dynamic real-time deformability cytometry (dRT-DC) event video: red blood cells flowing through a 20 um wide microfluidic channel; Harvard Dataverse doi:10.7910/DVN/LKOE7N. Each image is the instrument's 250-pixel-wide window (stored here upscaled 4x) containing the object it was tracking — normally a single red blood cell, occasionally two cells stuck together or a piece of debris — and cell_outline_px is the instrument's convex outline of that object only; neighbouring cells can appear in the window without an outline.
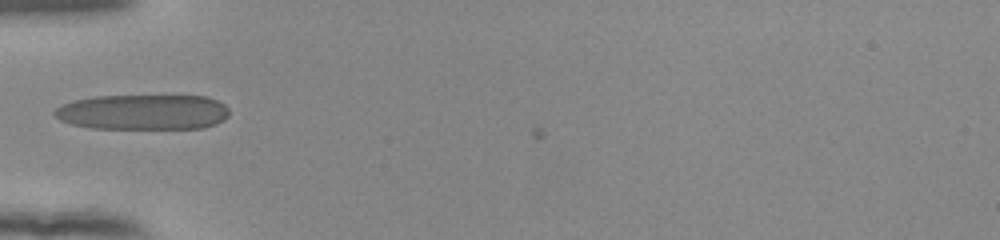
{"species": "human", "species_latin": "Homo sapiens", "temperature_condition": "room temperature", "stored_images_in_passage": 35, "camera_frame_rate_fps": 3000, "um_per_image_px": 0.085, "donor": {"sex": "female"}, "frame": {"image": 1, "passage_image": 1, "time_ms": 0.0, "image_size_px": [1000, 240], "cell_outline_px": [[228, 116], [224, 120], [216, 124], [204, 128], [92, 128], [72, 124], [60, 120], [52, 112], [56, 108], [64, 104], [76, 100], [96, 96], [208, 96], [224, 104], [228, 108]], "centroid_in_image_um": [12.19, 9.53], "position_along_channel_um": 72.8, "area_um2": 35.84}}
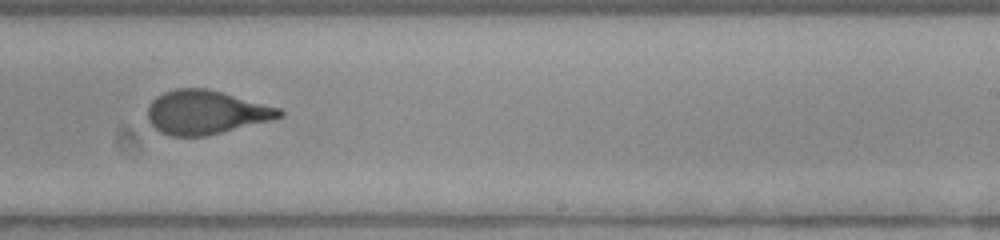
{"frame": {"image": 2, "passage_image": 16, "time_ms": 5.0, "image_size_px": [1000, 240], "cell_outline_px": [[284, 116], [272, 120], [204, 136], [172, 136], [160, 132], [148, 120], [148, 104], [156, 96], [164, 92], [176, 88], [208, 88], [280, 108], [284, 112]], "centroid_in_image_um": [17.49, 9.53], "position_along_channel_um": 271.5, "area_um2": 33.58}}
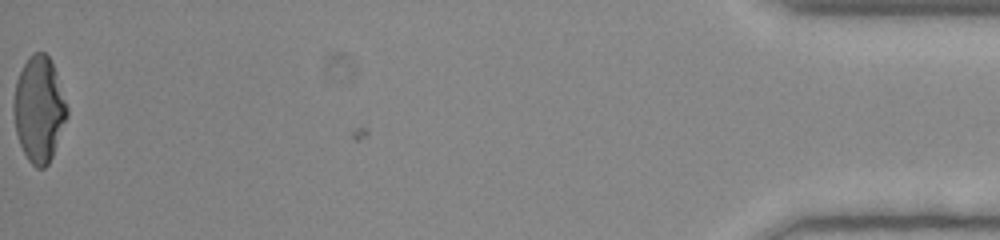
{"frame": {"image": 3, "passage_image": 35, "time_ms": 11.333, "image_size_px": [1000, 240], "cell_outline_px": [[68, 116], [52, 156], [48, 164], [44, 168], [36, 168], [28, 160], [20, 144], [16, 132], [12, 108], [12, 104], [16, 80], [28, 56], [32, 52], [44, 52], [52, 60], [68, 108]], "centroid_in_image_um": [3.31, 9.26], "position_along_channel_um": 431.9, "area_um2": 33.0}, "authors_computed_cell_mechanics": {"area_um2": 34.1598, "velocity_mm_per_s": 3.9815, "shape_relaxation_time_tau1_ms": 4.7484, "shape_relaxation_time_tau2_ms": 0.8194, "deformation_change_tau1": 0.2312, "deformation_change_tau2": 0.0823}}